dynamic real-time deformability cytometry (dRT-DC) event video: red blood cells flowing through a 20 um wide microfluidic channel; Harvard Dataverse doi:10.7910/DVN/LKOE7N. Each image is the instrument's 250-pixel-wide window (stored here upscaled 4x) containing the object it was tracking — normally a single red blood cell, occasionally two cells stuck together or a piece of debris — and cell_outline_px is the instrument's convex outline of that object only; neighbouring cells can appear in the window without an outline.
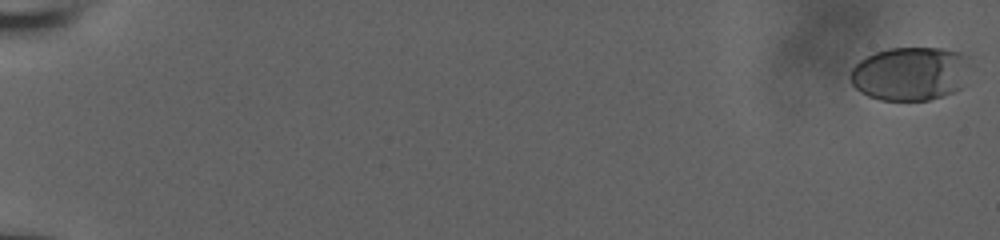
{"species": "human", "species_latin": "Homo sapiens", "temperature_condition": "room temperature", "stored_images_in_passage": 12, "camera_frame_rate_fps": 3000, "um_per_image_px": 0.085, "donor": {"sex": "male"}, "frame": {"image": 1, "passage_image": 1, "time_ms": 0.0, "image_size_px": [1000, 240], "cell_outline_px": [[968, 64], [960, 88], [952, 92], [928, 100], [880, 100], [868, 96], [860, 92], [852, 84], [848, 76], [852, 68], [860, 60], [876, 52], [888, 48], [940, 48], [960, 52], [968, 56]], "centroid_in_image_um": [77.32, 6.25], "position_along_channel_um": 7.7, "area_um2": 37.28}}
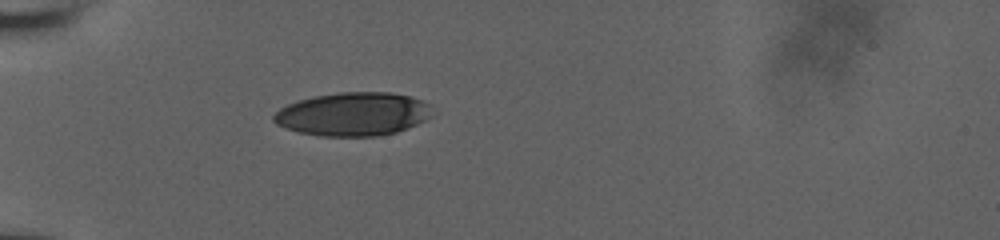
{"frame": {"image": 2, "passage_image": 9, "time_ms": 2.667, "image_size_px": [1000, 240], "cell_outline_px": [[432, 116], [408, 128], [396, 132], [376, 136], [320, 136], [300, 132], [284, 128], [276, 124], [272, 120], [272, 116], [280, 108], [288, 104], [300, 100], [316, 96], [340, 92], [392, 92], [412, 96], [428, 104]], "centroid_in_image_um": [30.0, 9.7], "position_along_channel_um": 55.0, "area_um2": 40.06}}
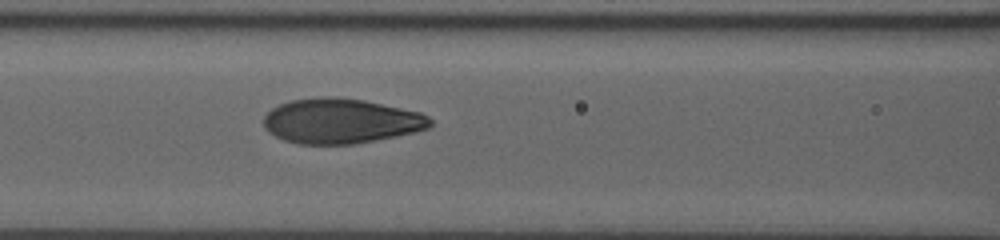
{"frame": {"image": 3, "passage_image": 12, "time_ms": 3.667, "image_size_px": [1000, 240], "cell_outline_px": [[432, 124], [428, 128], [396, 136], [352, 144], [300, 144], [284, 140], [268, 132], [264, 128], [264, 116], [272, 108], [280, 104], [292, 100], [320, 96], [336, 96], [364, 100], [420, 112], [428, 116], [432, 120]], "centroid_in_image_um": [28.96, 10.28], "position_along_channel_um": 137.6, "area_um2": 43.58}}